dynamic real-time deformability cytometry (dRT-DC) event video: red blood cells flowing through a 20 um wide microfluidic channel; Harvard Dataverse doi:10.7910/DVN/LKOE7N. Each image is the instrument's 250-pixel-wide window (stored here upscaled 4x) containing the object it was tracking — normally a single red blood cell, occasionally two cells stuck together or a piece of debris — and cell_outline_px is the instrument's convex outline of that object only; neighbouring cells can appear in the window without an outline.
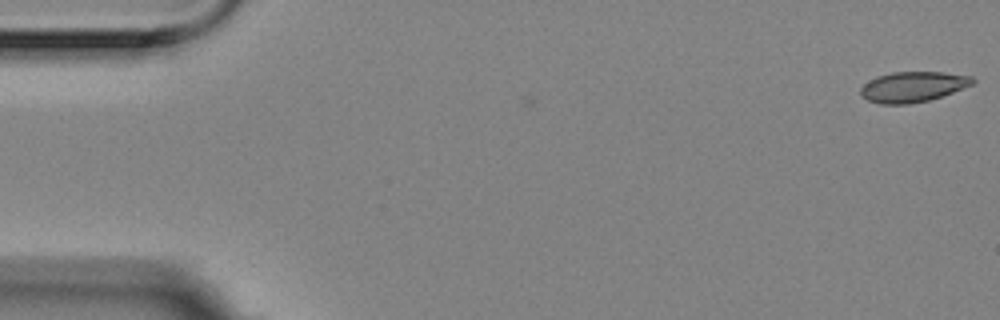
{"species": "Egyptian fruit bat (a non-hibernating species)", "species_latin": "Rousettus aegyptiacus", "temperature_condition": "room temperature", "stored_images_in_passage": 3, "camera_frame_rate_fps": 3000, "um_per_image_px": 0.085, "animal": {"sex": "female"}, "frame": {"image": 1, "passage_image": 3, "time_ms": 0.667, "image_size_px": [1000, 320], "cell_outline_px": [[976, 80], [972, 84], [952, 92], [928, 100], [908, 104], [880, 104], [868, 100], [860, 96], [860, 88], [868, 80], [876, 76], [892, 72], [944, 72], [972, 76]], "centroid_in_image_um": [77.55, 7.37], "position_along_channel_um": 7.5, "area_um2": 19.83}}